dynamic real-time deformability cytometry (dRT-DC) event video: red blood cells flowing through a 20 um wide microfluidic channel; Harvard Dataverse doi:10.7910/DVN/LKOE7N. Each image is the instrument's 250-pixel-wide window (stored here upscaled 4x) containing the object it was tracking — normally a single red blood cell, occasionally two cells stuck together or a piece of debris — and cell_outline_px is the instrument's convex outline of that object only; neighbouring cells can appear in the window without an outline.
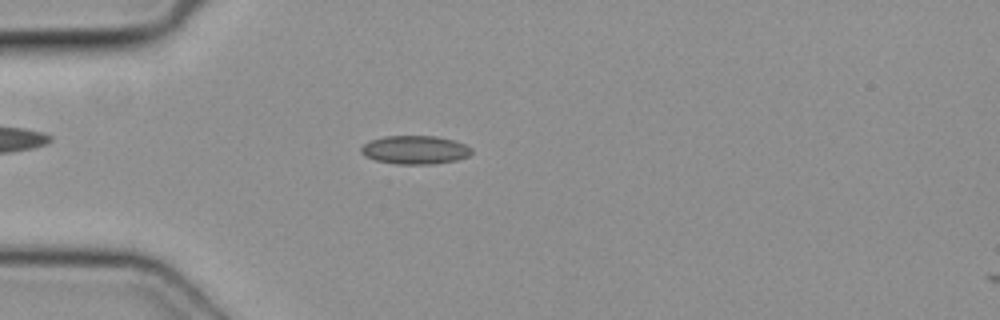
{"species": "common noctule bat (a hibernating species)", "species_latin": "Nyctalus noctula", "temperature_condition": "cold", "stored_images_in_passage": 25, "camera_frame_rate_fps": 3000, "um_per_image_px": 0.085, "animal": {"sex": "female", "body_mass_g": 19.3, "forearm_length_mm": 54.1}, "frame": {"image": 1, "passage_image": 1, "time_ms": 0.0, "image_size_px": [1000, 320], "cell_outline_px": [[472, 152], [468, 156], [456, 160], [432, 164], [396, 164], [376, 160], [364, 156], [360, 152], [360, 148], [368, 140], [384, 136], [436, 136], [452, 140], [464, 144], [472, 148]], "centroid_in_image_um": [35.24, 12.73], "position_along_channel_um": 49.8, "area_um2": 18.38}}
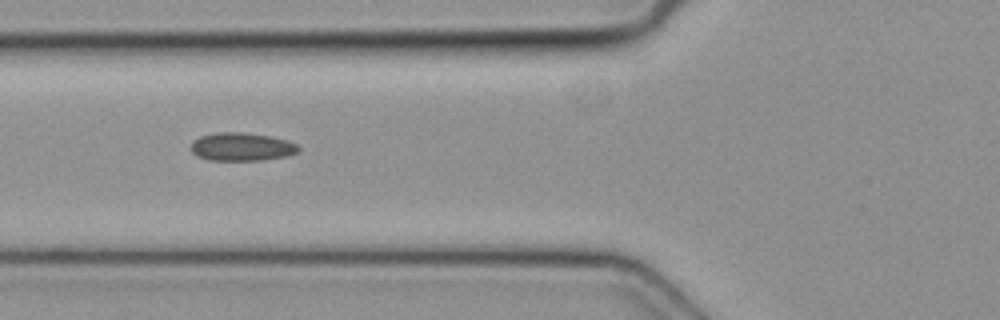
{"frame": {"image": 2, "passage_image": 6, "time_ms": 1.667, "image_size_px": [1000, 320], "cell_outline_px": [[300, 148], [296, 152], [288, 156], [264, 160], [208, 160], [196, 156], [192, 152], [192, 140], [200, 136], [216, 132], [240, 132], [272, 136], [288, 140], [296, 144]], "centroid_in_image_um": [20.54, 12.47], "position_along_channel_um": 105.3, "area_um2": 17.8}}